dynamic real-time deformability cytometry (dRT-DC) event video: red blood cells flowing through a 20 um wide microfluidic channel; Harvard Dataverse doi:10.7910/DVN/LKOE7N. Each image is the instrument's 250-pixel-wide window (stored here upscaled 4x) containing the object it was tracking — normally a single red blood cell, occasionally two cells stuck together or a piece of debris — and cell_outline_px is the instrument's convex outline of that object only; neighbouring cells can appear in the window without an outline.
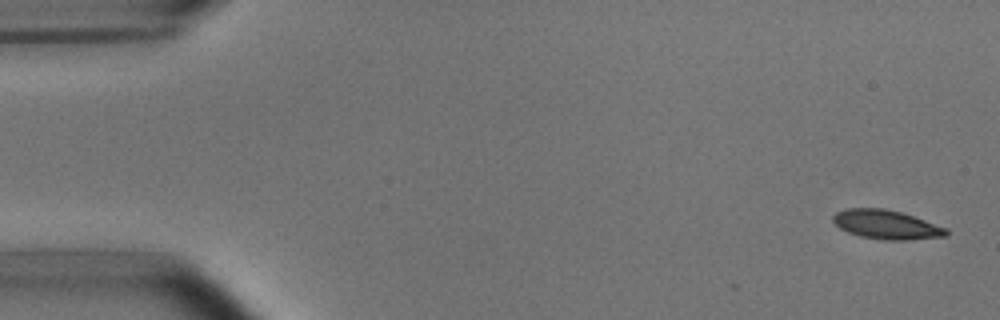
{"species": "common noctule bat (a hibernating species)", "species_latin": "Nyctalus noctula", "temperature_condition": "room temperature", "stored_images_in_passage": 7, "camera_frame_rate_fps": 3000, "um_per_image_px": 0.085, "animal": {"sex": "male", "body_mass_g": 15.6}, "frame": {"image": 1, "passage_image": 1, "time_ms": 0.0, "image_size_px": [1000, 320], "cell_outline_px": [[948, 236], [908, 240], [884, 240], [860, 236], [848, 232], [840, 228], [832, 220], [832, 216], [836, 212], [844, 208], [884, 208], [900, 212], [948, 228]], "centroid_in_image_um": [75.33, 19.09], "position_along_channel_um": 9.7, "area_um2": 19.19}}